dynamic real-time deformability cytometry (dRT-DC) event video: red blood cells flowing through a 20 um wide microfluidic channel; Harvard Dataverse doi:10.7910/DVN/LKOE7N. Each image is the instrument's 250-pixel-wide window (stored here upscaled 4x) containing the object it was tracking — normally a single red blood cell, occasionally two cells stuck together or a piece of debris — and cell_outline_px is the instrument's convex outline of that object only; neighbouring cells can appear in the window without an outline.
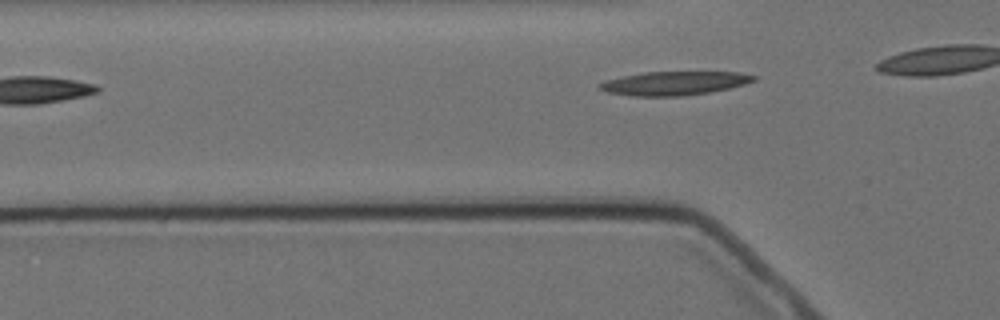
{"species": "Egyptian fruit bat (a non-hibernating species)", "species_latin": "Rousettus aegyptiacus", "temperature_condition": "cold", "stored_images_in_passage": 4, "camera_frame_rate_fps": 3000, "um_per_image_px": 0.085, "animal": {"sex": "female"}, "frame": {"image": 1, "passage_image": 4, "time_ms": 3.667, "image_size_px": [1000, 320], "cell_outline_px": [[760, 76], [756, 80], [744, 84], [728, 88], [708, 92], [680, 96], [632, 96], [608, 92], [596, 88], [596, 84], [604, 80], [644, 72], [740, 72]], "centroid_in_image_um": [57.29, 7.07], "position_along_channel_um": 68.5, "area_um2": 21.39}}